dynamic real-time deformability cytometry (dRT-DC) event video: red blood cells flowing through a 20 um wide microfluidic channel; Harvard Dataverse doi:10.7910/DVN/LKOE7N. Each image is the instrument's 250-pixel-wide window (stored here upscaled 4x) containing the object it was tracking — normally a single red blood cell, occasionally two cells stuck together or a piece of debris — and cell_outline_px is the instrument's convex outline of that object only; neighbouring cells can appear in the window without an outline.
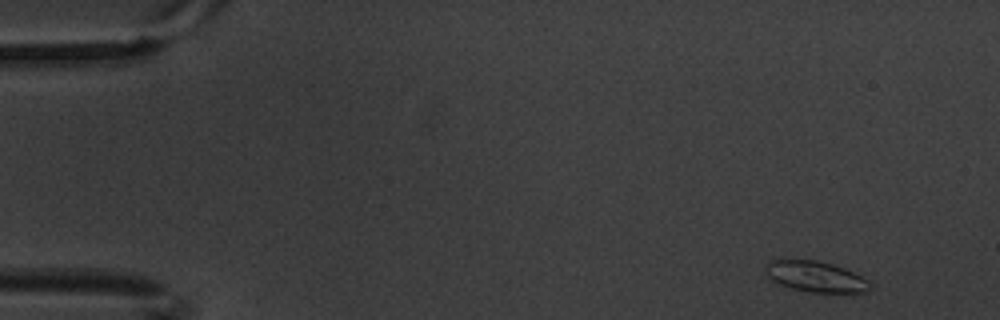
{"species": "common noctule bat (a hibernating species)", "species_latin": "Nyctalus noctula", "temperature_condition": "warm", "stored_images_in_passage": 5, "camera_frame_rate_fps": 3000, "um_per_image_px": 0.085, "animal": {"sex": "male", "body_mass_g": 20.1, "forearm_length_mm": 53.5}, "frame": {"image": 1, "passage_image": 1, "time_ms": 0.0, "image_size_px": [1000, 320], "cell_outline_px": [[872, 288], [864, 292], [812, 292], [792, 288], [780, 284], [772, 280], [764, 272], [768, 260], [816, 260], [832, 264], [844, 268], [868, 280], [872, 284]], "centroid_in_image_um": [69.32, 23.51], "position_along_channel_um": 15.7, "area_um2": 18.55}}
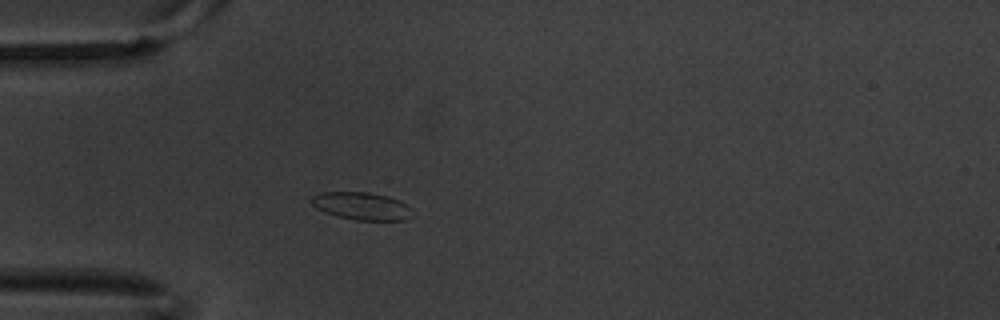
{"frame": {"image": 2, "passage_image": 4, "time_ms": 1.0, "image_size_px": [1000, 320], "cell_outline_px": [[412, 216], [404, 220], [356, 220], [336, 216], [324, 212], [316, 208], [312, 204], [312, 196], [324, 192], [368, 192], [400, 200], [408, 204], [412, 208]], "centroid_in_image_um": [30.77, 17.52], "position_along_channel_um": 54.2, "area_um2": 16.24}}